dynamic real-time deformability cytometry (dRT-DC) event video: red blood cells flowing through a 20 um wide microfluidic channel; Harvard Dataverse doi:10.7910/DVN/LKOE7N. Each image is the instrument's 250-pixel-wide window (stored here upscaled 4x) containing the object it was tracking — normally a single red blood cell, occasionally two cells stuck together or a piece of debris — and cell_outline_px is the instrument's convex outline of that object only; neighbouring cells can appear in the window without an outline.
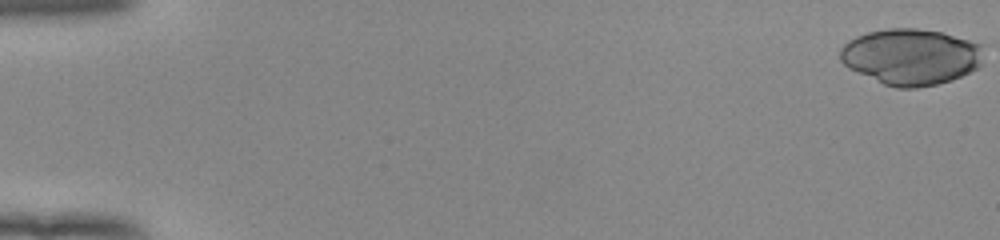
{"species": "human", "species_latin": "Homo sapiens", "temperature_condition": "room temperature", "stored_images_in_passage": 19, "camera_frame_rate_fps": 3000, "um_per_image_px": 0.085, "donor": {"sex": "female"}, "frame": {"image": 1, "passage_image": 1, "time_ms": 0.0, "image_size_px": [1000, 240], "cell_outline_px": [[984, 44], [980, 64], [976, 68], [952, 80], [936, 84], [916, 88], [896, 88], [884, 84], [848, 68], [840, 60], [840, 48], [848, 40], [856, 36], [868, 32], [888, 28], [916, 28], [940, 32]], "centroid_in_image_um": [77.41, 4.81], "position_along_channel_um": 7.6, "area_um2": 46.88}}
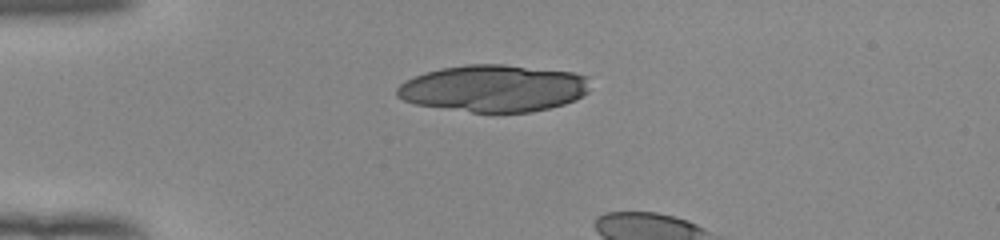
{"frame": {"image": 2, "passage_image": 15, "time_ms": 4.667, "image_size_px": [1000, 240], "cell_outline_px": [[588, 92], [576, 100], [564, 104], [532, 112], [492, 116], [416, 104], [404, 100], [396, 96], [396, 88], [400, 84], [416, 76], [440, 68], [468, 64], [504, 64], [572, 72], [588, 76]], "centroid_in_image_um": [41.97, 7.55], "position_along_channel_um": 43.0, "area_um2": 53.81}}